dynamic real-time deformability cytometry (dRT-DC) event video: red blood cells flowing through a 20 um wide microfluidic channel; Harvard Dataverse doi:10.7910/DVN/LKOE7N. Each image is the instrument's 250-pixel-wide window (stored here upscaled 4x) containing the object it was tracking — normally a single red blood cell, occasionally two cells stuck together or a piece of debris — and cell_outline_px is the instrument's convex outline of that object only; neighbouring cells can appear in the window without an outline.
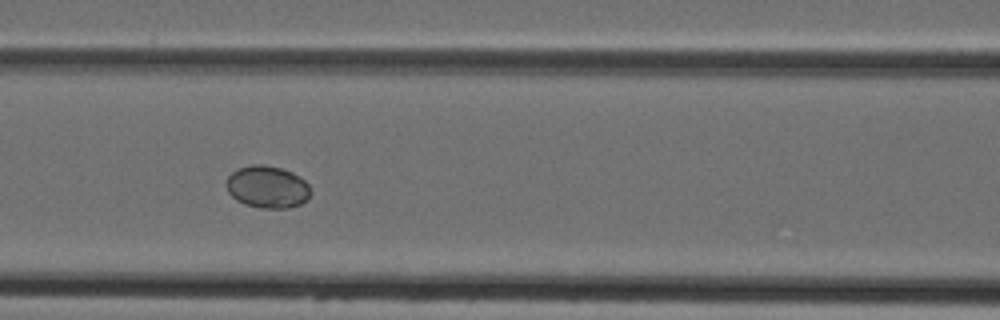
{"species": "Egyptian fruit bat (a non-hibernating species)", "species_latin": "Rousettus aegyptiacus", "temperature_condition": "cold", "stored_images_in_passage": 8, "camera_frame_rate_fps": 3000, "um_per_image_px": 0.085, "animal": {"sex": "female"}, "frame": {"image": 1, "passage_image": 6, "time_ms": 6.667, "image_size_px": [1000, 320], "cell_outline_px": [[308, 200], [300, 204], [288, 208], [260, 208], [236, 200], [228, 192], [224, 184], [228, 176], [232, 172], [240, 168], [252, 164], [264, 164], [280, 168], [292, 172], [304, 180], [308, 184]], "centroid_in_image_um": [22.69, 15.88], "position_along_channel_um": 143.9, "area_um2": 20.63}}
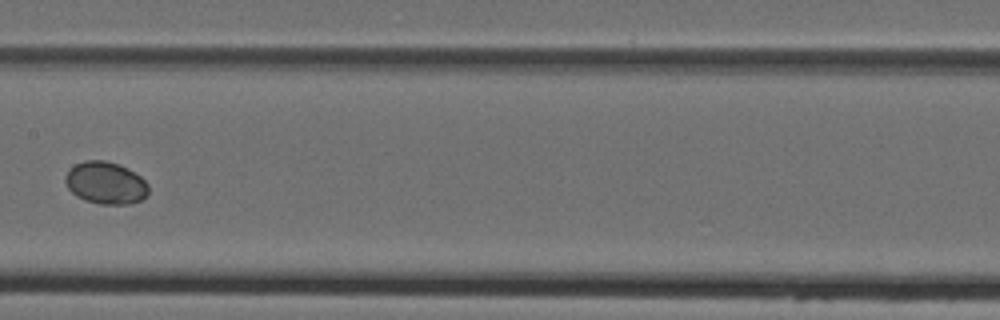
{"frame": {"image": 2, "passage_image": 7, "time_ms": 8.0, "image_size_px": [1000, 320], "cell_outline_px": [[148, 196], [140, 200], [128, 204], [100, 204], [84, 200], [76, 196], [68, 188], [64, 180], [64, 176], [68, 168], [84, 160], [104, 160], [120, 164], [128, 168], [140, 176], [148, 184]], "centroid_in_image_um": [8.96, 15.54], "position_along_channel_um": 198.4, "area_um2": 20.75}}
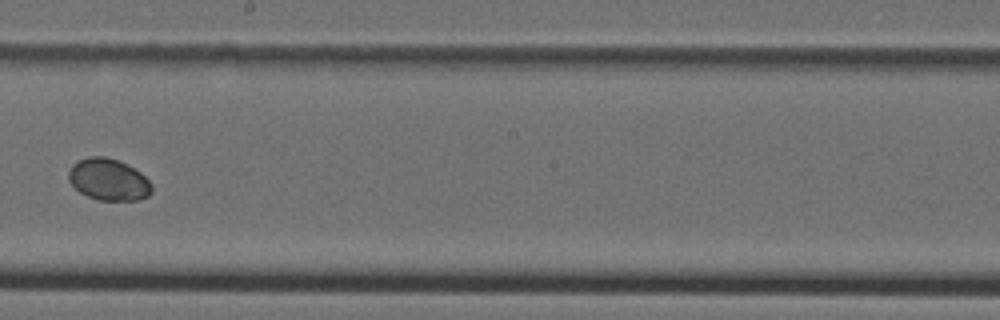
{"frame": {"image": 3, "passage_image": 8, "time_ms": 9.0, "image_size_px": [1000, 320], "cell_outline_px": [[152, 192], [148, 196], [140, 200], [100, 200], [88, 196], [80, 192], [68, 180], [68, 172], [72, 164], [88, 156], [104, 156], [120, 160], [140, 172], [152, 184]], "centroid_in_image_um": [9.23, 15.26], "position_along_channel_um": 239.0, "area_um2": 20.29}}